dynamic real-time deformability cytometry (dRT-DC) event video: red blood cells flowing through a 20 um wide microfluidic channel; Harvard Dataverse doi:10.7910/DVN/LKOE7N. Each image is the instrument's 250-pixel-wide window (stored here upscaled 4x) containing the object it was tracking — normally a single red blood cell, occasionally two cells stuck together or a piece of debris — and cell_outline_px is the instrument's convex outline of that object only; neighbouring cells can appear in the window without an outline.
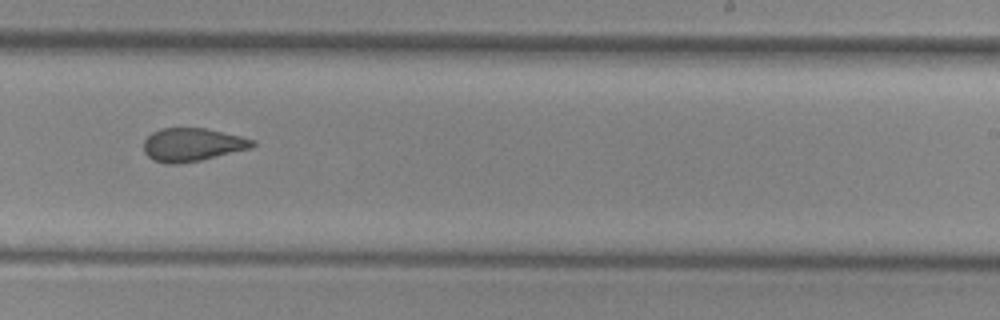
{"species": "common noctule bat (a hibernating species)", "species_latin": "Nyctalus noctula", "temperature_condition": "cold", "stored_images_in_passage": 7, "camera_frame_rate_fps": 3000, "um_per_image_px": 0.085, "animal": {"sex": "female", "body_mass_g": 29.2, "forearm_length_mm": 56.3}, "frame": {"image": 1, "passage_image": 7, "time_ms": 7.667, "image_size_px": [1000, 320], "cell_outline_px": [[256, 144], [252, 148], [200, 160], [180, 164], [164, 164], [152, 160], [144, 152], [144, 140], [152, 132], [160, 128], [204, 128], [240, 136], [256, 140]], "centroid_in_image_um": [16.33, 12.31], "position_along_channel_um": 272.7, "area_um2": 21.15}}